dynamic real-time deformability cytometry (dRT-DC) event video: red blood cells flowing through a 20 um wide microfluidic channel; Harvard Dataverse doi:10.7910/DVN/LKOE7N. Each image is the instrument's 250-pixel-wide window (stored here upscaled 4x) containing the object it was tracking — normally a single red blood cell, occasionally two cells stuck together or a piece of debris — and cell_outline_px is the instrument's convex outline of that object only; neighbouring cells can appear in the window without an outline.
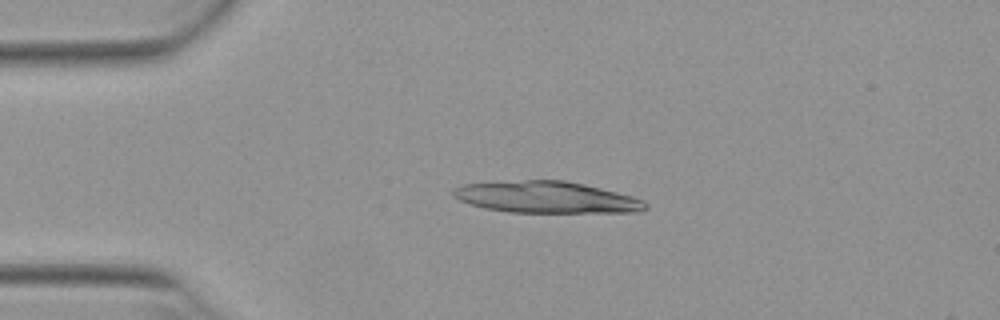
{"species": "Egyptian fruit bat (a non-hibernating species)", "species_latin": "Rousettus aegyptiacus", "temperature_condition": "warm", "stored_images_in_passage": 17, "camera_frame_rate_fps": 3000, "um_per_image_px": 0.085, "animal": {"sex": "female"}, "frame": {"image": 1, "passage_image": 10, "time_ms": 3.0, "image_size_px": [1000, 320], "cell_outline_px": [[648, 208], [640, 212], [508, 212], [484, 208], [468, 204], [452, 196], [452, 188], [464, 184], [524, 180], [564, 180], [584, 184], [632, 196], [644, 200], [648, 204]], "centroid_in_image_um": [46.43, 16.77], "position_along_channel_um": 38.6, "area_um2": 35.43}}